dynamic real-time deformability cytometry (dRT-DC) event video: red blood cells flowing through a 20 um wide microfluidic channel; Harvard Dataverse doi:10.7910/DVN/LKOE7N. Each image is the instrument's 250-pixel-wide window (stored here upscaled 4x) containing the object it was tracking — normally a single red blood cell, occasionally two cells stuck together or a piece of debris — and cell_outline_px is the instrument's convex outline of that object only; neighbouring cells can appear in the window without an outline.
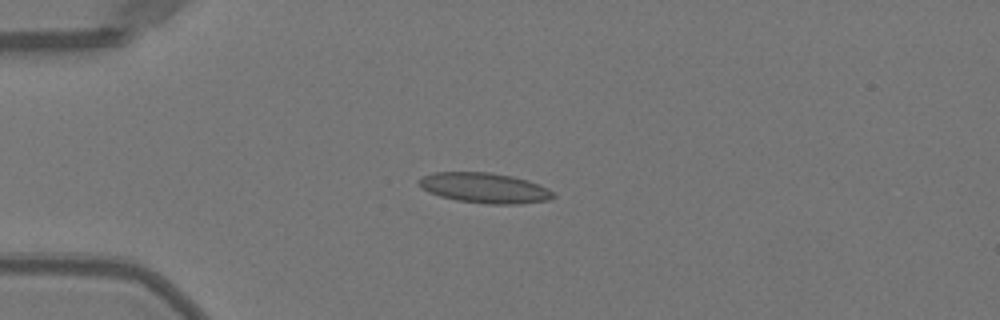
{"species": "Egyptian fruit bat (a non-hibernating species)", "species_latin": "Rousettus aegyptiacus", "temperature_condition": "warm", "stored_images_in_passage": 39, "camera_frame_rate_fps": 3000, "um_per_image_px": 0.085, "animal": {"sex": "female"}, "frame": {"image": 1, "passage_image": 1, "time_ms": 0.0, "image_size_px": [1000, 320], "cell_outline_px": [[556, 196], [552, 200], [520, 204], [488, 204], [456, 200], [440, 196], [428, 192], [416, 180], [420, 176], [432, 172], [488, 172], [512, 176], [528, 180], [540, 184], [548, 188]], "centroid_in_image_um": [41.21, 15.97], "position_along_channel_um": 43.8, "area_um2": 23.93}}
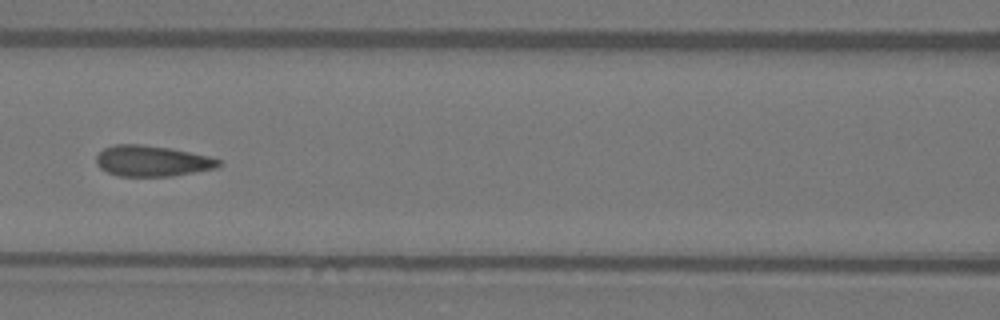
{"frame": {"image": 2, "passage_image": 11, "time_ms": 3.333, "image_size_px": [1000, 320], "cell_outline_px": [[220, 164], [216, 168], [172, 176], [120, 176], [108, 172], [100, 168], [96, 164], [96, 156], [104, 148], [116, 144], [144, 144], [172, 148], [208, 156], [220, 160]], "centroid_in_image_um": [12.91, 13.67], "position_along_channel_um": 153.7, "area_um2": 21.96}}
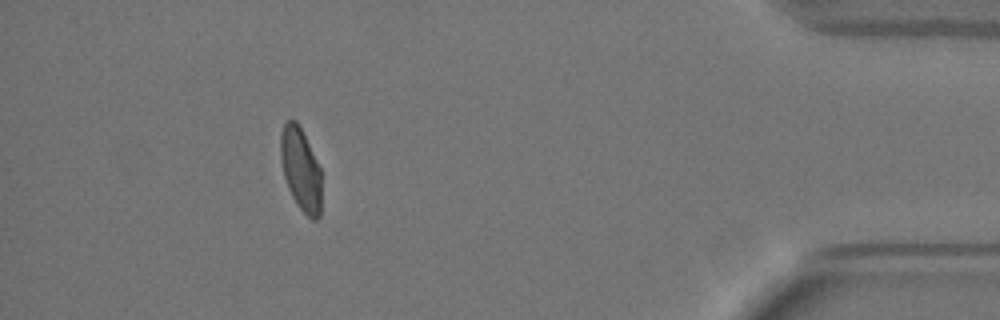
{"frame": {"image": 3, "passage_image": 34, "time_ms": 11.0, "image_size_px": [1000, 320], "cell_outline_px": [[320, 216], [316, 220], [312, 220], [296, 204], [288, 188], [284, 176], [280, 160], [280, 132], [284, 124], [288, 120], [296, 120], [320, 168]], "centroid_in_image_um": [25.53, 14.4], "position_along_channel_um": 409.7, "area_um2": 19.48}, "authors_computed_cell_mechanics": {"area_um2": 21.6172, "velocity_mm_per_s": 4.0134, "shape_relaxation_time_tau1_ms": 6.0531, "shape_relaxation_time_tau2_ms": 0.7278, "deformation_change_tau1": 0.1913, "deformation_change_tau2": 0.0625}}